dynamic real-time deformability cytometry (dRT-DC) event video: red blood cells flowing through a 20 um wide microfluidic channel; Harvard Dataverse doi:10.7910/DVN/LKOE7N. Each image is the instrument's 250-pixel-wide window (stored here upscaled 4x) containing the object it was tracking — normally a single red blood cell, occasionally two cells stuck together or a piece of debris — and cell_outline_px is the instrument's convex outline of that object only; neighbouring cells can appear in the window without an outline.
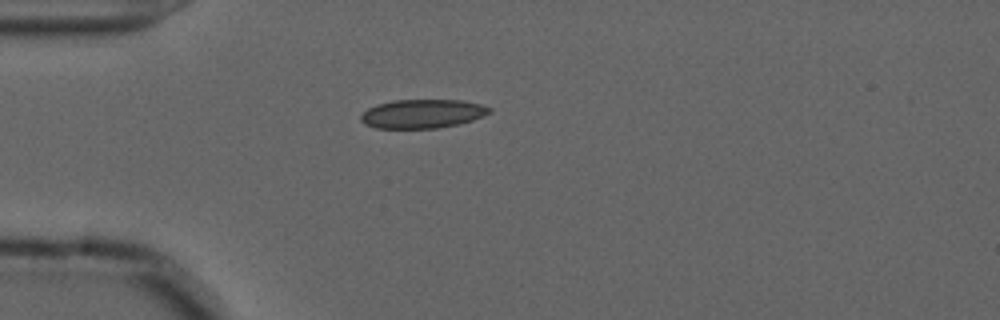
{"species": "common noctule bat (a hibernating species)", "species_latin": "Nyctalus noctula", "temperature_condition": "cold", "stored_images_in_passage": 31, "camera_frame_rate_fps": 3000, "um_per_image_px": 0.085, "animal": {"sex": "male", "forearm_length_mm": 52.5}, "frame": {"image": 1, "passage_image": 1, "time_ms": 0.0, "image_size_px": [1000, 320], "cell_outline_px": [[492, 112], [484, 116], [472, 120], [456, 124], [436, 128], [376, 128], [364, 124], [360, 120], [360, 116], [368, 108], [376, 104], [396, 100], [460, 100], [480, 104], [492, 108]], "centroid_in_image_um": [35.9, 9.66], "position_along_channel_um": 49.1, "area_um2": 21.56}}
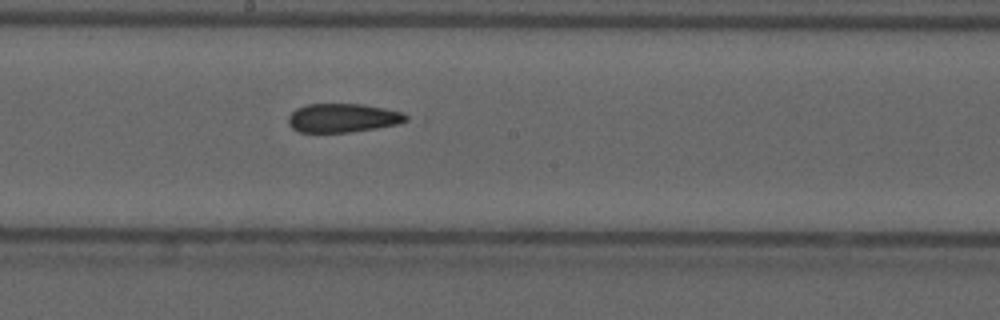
{"frame": {"image": 2, "passage_image": 16, "time_ms": 5.0, "image_size_px": [1000, 320], "cell_outline_px": [[408, 120], [400, 124], [376, 128], [348, 132], [300, 132], [292, 128], [288, 124], [288, 116], [296, 108], [308, 104], [360, 104], [384, 108], [404, 112], [408, 116]], "centroid_in_image_um": [29.15, 10.02], "position_along_channel_um": 219.0, "area_um2": 19.83}}
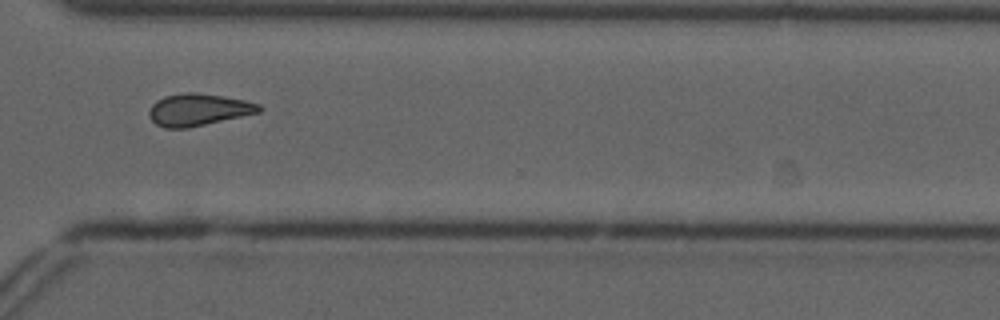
{"frame": {"image": 3, "passage_image": 27, "time_ms": 8.667, "image_size_px": [1000, 320], "cell_outline_px": [[264, 108], [260, 112], [188, 128], [164, 128], [156, 124], [148, 116], [148, 112], [152, 104], [156, 100], [164, 96], [184, 92], [196, 92], [224, 96], [244, 100], [260, 104]], "centroid_in_image_um": [16.85, 9.32], "position_along_channel_um": 353.8, "area_um2": 20.69}, "authors_computed_cell_mechanics": {"area_um2": 20.5768, "velocity_mm_per_s": 3.6759, "shape_relaxation_time_tau1_ms": null, "shape_relaxation_time_tau2_ms": 3.2774, "deformation_change_tau1": null, "deformation_change_tau2": 0.0785}}